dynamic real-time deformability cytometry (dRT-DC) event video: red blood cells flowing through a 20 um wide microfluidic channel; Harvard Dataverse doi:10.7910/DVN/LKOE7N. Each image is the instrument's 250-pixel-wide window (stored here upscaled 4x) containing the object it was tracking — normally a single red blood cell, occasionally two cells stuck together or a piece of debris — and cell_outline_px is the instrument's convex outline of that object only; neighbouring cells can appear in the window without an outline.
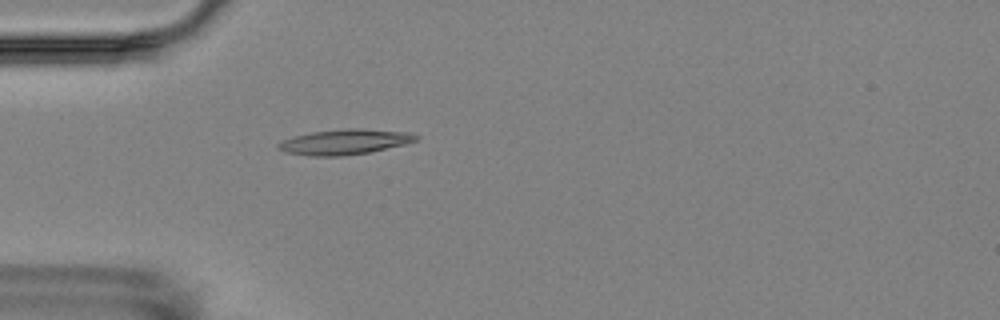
{"species": "Egyptian fruit bat (a non-hibernating species)", "species_latin": "Rousettus aegyptiacus", "temperature_condition": "room temperature", "stored_images_in_passage": 4, "camera_frame_rate_fps": 3000, "um_per_image_px": 0.085, "animal": {"sex": "female"}, "frame": {"image": 1, "passage_image": 4, "time_ms": 5.0, "image_size_px": [1000, 320], "cell_outline_px": [[420, 136], [416, 140], [404, 144], [368, 152], [340, 156], [308, 156], [284, 152], [276, 148], [276, 144], [280, 140], [312, 132], [348, 128], [360, 128], [408, 132]], "centroid_in_image_um": [29.24, 12.06], "position_along_channel_um": 55.8, "area_um2": 20.23}}